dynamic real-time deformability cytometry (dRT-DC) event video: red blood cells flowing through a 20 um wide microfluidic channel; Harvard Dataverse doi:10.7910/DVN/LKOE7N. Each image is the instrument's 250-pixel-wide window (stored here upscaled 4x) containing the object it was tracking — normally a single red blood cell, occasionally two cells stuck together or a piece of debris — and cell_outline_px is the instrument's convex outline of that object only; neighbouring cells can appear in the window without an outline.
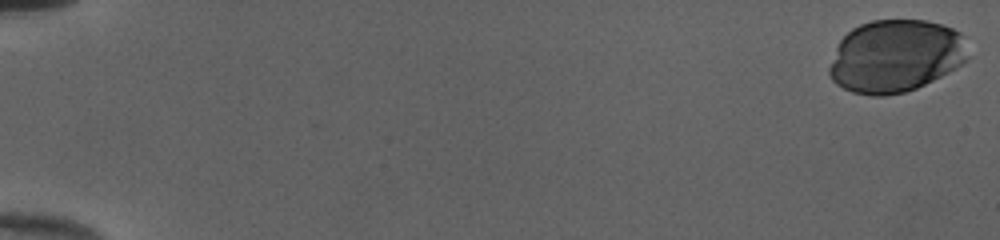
{"species": "human", "species_latin": "Homo sapiens", "temperature_condition": "cold", "stored_images_in_passage": 46, "camera_frame_rate_fps": 3000, "um_per_image_px": 0.085, "donor": {"sex": "female"}, "frame": {"image": 1, "passage_image": 1, "time_ms": 0.0, "image_size_px": [1000, 240], "cell_outline_px": [[968, 60], [948, 72], [916, 88], [904, 92], [884, 96], [872, 96], [852, 92], [836, 84], [832, 80], [828, 72], [828, 68], [836, 48], [840, 40], [852, 28], [860, 24], [872, 20], [924, 20], [940, 24], [952, 28], [960, 32], [964, 36], [968, 56]], "centroid_in_image_um": [76.11, 4.76], "position_along_channel_um": 8.9, "area_um2": 58.72}}